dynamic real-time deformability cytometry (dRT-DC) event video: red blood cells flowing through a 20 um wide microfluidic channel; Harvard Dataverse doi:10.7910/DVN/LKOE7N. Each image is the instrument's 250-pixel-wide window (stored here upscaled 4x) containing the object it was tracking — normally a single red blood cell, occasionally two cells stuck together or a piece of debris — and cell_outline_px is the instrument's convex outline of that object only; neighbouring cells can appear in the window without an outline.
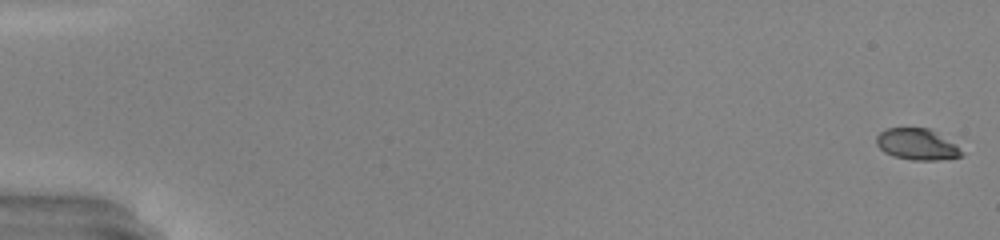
{"species": "common noctule bat (a hibernating species)", "species_latin": "Nyctalus noctula", "temperature_condition": "warm", "stored_images_in_passage": 51, "camera_frame_rate_fps": 3000, "um_per_image_px": 0.085, "animal": {"sex": "male", "body_mass_g": 20.0, "forearm_length_mm": 53.3}, "frame": {"image": 1, "passage_image": 1, "time_ms": 0.0, "image_size_px": [1000, 240], "cell_outline_px": [[964, 156], [940, 160], [912, 160], [896, 156], [884, 152], [876, 144], [876, 136], [884, 128], [928, 128], [936, 132], [956, 144], [964, 152]], "centroid_in_image_um": [77.96, 12.27], "position_along_channel_um": 7.0, "area_um2": 15.61}}
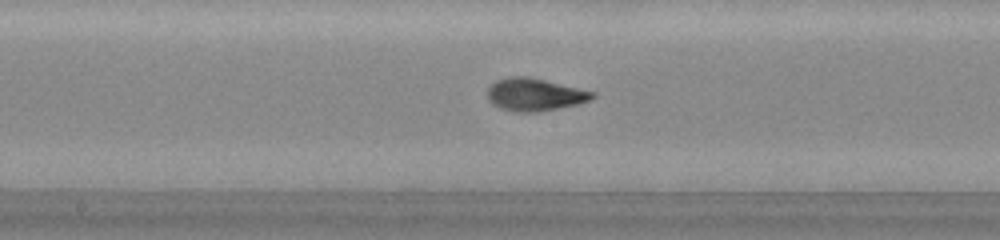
{"frame": {"image": 2, "passage_image": 28, "time_ms": 9.0, "image_size_px": [1000, 240], "cell_outline_px": [[596, 96], [592, 100], [580, 104], [536, 112], [520, 112], [500, 108], [492, 104], [488, 100], [488, 88], [496, 80], [512, 76], [528, 76], [596, 92]], "centroid_in_image_um": [45.48, 8.04], "position_along_channel_um": 202.7, "area_um2": 20.0}}
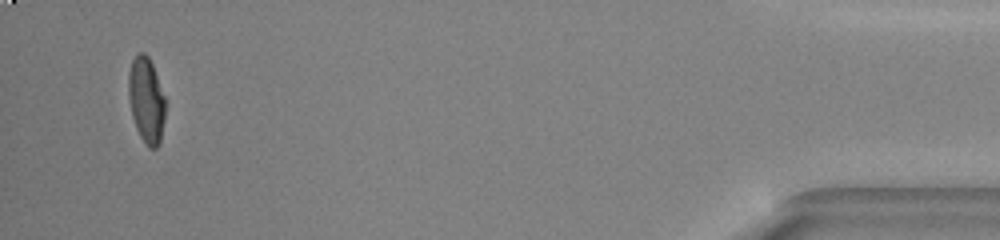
{"frame": {"image": 3, "passage_image": 49, "time_ms": 16.0, "image_size_px": [1000, 240], "cell_outline_px": [[164, 120], [160, 144], [156, 148], [148, 148], [140, 136], [136, 128], [132, 116], [128, 96], [128, 72], [132, 60], [140, 52], [144, 52], [148, 56], [152, 64], [164, 96]], "centroid_in_image_um": [12.42, 8.53], "position_along_channel_um": 422.8, "area_um2": 18.32}, "authors_computed_cell_mechanics": {"area_um2": 18.496, "velocity_mm_per_s": 4.1961, "shape_relaxation_time_tau1_ms": 3.8332, "shape_relaxation_time_tau2_ms": 1.1043, "deformation_change_tau1": 0.1954, "deformation_change_tau2": 0.0644}}